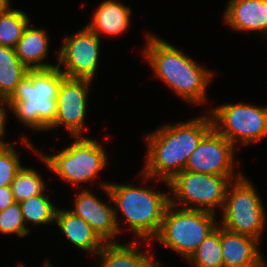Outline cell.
Masks as SVG:
<instances>
[{"label": "cell", "mask_w": 267, "mask_h": 267, "mask_svg": "<svg viewBox=\"0 0 267 267\" xmlns=\"http://www.w3.org/2000/svg\"><path fill=\"white\" fill-rule=\"evenodd\" d=\"M28 70L14 48L0 45V104H4L12 96Z\"/></svg>", "instance_id": "cell-20"}, {"label": "cell", "mask_w": 267, "mask_h": 267, "mask_svg": "<svg viewBox=\"0 0 267 267\" xmlns=\"http://www.w3.org/2000/svg\"><path fill=\"white\" fill-rule=\"evenodd\" d=\"M45 192L20 202L23 219L34 225H47L55 222L57 206L46 197Z\"/></svg>", "instance_id": "cell-23"}, {"label": "cell", "mask_w": 267, "mask_h": 267, "mask_svg": "<svg viewBox=\"0 0 267 267\" xmlns=\"http://www.w3.org/2000/svg\"><path fill=\"white\" fill-rule=\"evenodd\" d=\"M92 80L65 77L57 96L55 124L50 128L64 126L71 138L81 136L87 111L88 91Z\"/></svg>", "instance_id": "cell-12"}, {"label": "cell", "mask_w": 267, "mask_h": 267, "mask_svg": "<svg viewBox=\"0 0 267 267\" xmlns=\"http://www.w3.org/2000/svg\"><path fill=\"white\" fill-rule=\"evenodd\" d=\"M142 51L155 76L190 104H204L213 72L167 41L148 33Z\"/></svg>", "instance_id": "cell-2"}, {"label": "cell", "mask_w": 267, "mask_h": 267, "mask_svg": "<svg viewBox=\"0 0 267 267\" xmlns=\"http://www.w3.org/2000/svg\"><path fill=\"white\" fill-rule=\"evenodd\" d=\"M215 218V213L209 211L178 209L169 204L160 230L153 240L174 250L187 260L219 226Z\"/></svg>", "instance_id": "cell-6"}, {"label": "cell", "mask_w": 267, "mask_h": 267, "mask_svg": "<svg viewBox=\"0 0 267 267\" xmlns=\"http://www.w3.org/2000/svg\"><path fill=\"white\" fill-rule=\"evenodd\" d=\"M195 267H224L221 252V226H218L187 259Z\"/></svg>", "instance_id": "cell-22"}, {"label": "cell", "mask_w": 267, "mask_h": 267, "mask_svg": "<svg viewBox=\"0 0 267 267\" xmlns=\"http://www.w3.org/2000/svg\"><path fill=\"white\" fill-rule=\"evenodd\" d=\"M213 128L234 146L250 145L267 136V106L245 103L223 104L208 111Z\"/></svg>", "instance_id": "cell-9"}, {"label": "cell", "mask_w": 267, "mask_h": 267, "mask_svg": "<svg viewBox=\"0 0 267 267\" xmlns=\"http://www.w3.org/2000/svg\"><path fill=\"white\" fill-rule=\"evenodd\" d=\"M65 77L57 66L28 70L4 105L22 124L48 131L55 124L58 91Z\"/></svg>", "instance_id": "cell-3"}, {"label": "cell", "mask_w": 267, "mask_h": 267, "mask_svg": "<svg viewBox=\"0 0 267 267\" xmlns=\"http://www.w3.org/2000/svg\"><path fill=\"white\" fill-rule=\"evenodd\" d=\"M259 240L251 236L233 233L221 227V252L224 267H263L258 249Z\"/></svg>", "instance_id": "cell-15"}, {"label": "cell", "mask_w": 267, "mask_h": 267, "mask_svg": "<svg viewBox=\"0 0 267 267\" xmlns=\"http://www.w3.org/2000/svg\"><path fill=\"white\" fill-rule=\"evenodd\" d=\"M45 29L26 26L22 37L15 46V53L20 61L29 69H48L57 65L43 63L49 51V38Z\"/></svg>", "instance_id": "cell-19"}, {"label": "cell", "mask_w": 267, "mask_h": 267, "mask_svg": "<svg viewBox=\"0 0 267 267\" xmlns=\"http://www.w3.org/2000/svg\"><path fill=\"white\" fill-rule=\"evenodd\" d=\"M44 180L34 168L22 166L11 183V190L15 202H22L44 192Z\"/></svg>", "instance_id": "cell-24"}, {"label": "cell", "mask_w": 267, "mask_h": 267, "mask_svg": "<svg viewBox=\"0 0 267 267\" xmlns=\"http://www.w3.org/2000/svg\"><path fill=\"white\" fill-rule=\"evenodd\" d=\"M29 232L30 229L25 224L19 202H14L0 211V234L16 233L19 237H24Z\"/></svg>", "instance_id": "cell-25"}, {"label": "cell", "mask_w": 267, "mask_h": 267, "mask_svg": "<svg viewBox=\"0 0 267 267\" xmlns=\"http://www.w3.org/2000/svg\"><path fill=\"white\" fill-rule=\"evenodd\" d=\"M55 223L67 240L82 251L97 256L105 244L81 217L69 210L57 208Z\"/></svg>", "instance_id": "cell-16"}, {"label": "cell", "mask_w": 267, "mask_h": 267, "mask_svg": "<svg viewBox=\"0 0 267 267\" xmlns=\"http://www.w3.org/2000/svg\"><path fill=\"white\" fill-rule=\"evenodd\" d=\"M100 39L87 26L65 37L56 54L57 67L68 78L93 80L99 66Z\"/></svg>", "instance_id": "cell-10"}, {"label": "cell", "mask_w": 267, "mask_h": 267, "mask_svg": "<svg viewBox=\"0 0 267 267\" xmlns=\"http://www.w3.org/2000/svg\"><path fill=\"white\" fill-rule=\"evenodd\" d=\"M13 145L0 151V187L10 186L22 167L19 154Z\"/></svg>", "instance_id": "cell-26"}, {"label": "cell", "mask_w": 267, "mask_h": 267, "mask_svg": "<svg viewBox=\"0 0 267 267\" xmlns=\"http://www.w3.org/2000/svg\"><path fill=\"white\" fill-rule=\"evenodd\" d=\"M29 16L20 9H11V5L0 14V45L15 48L22 37Z\"/></svg>", "instance_id": "cell-21"}, {"label": "cell", "mask_w": 267, "mask_h": 267, "mask_svg": "<svg viewBox=\"0 0 267 267\" xmlns=\"http://www.w3.org/2000/svg\"><path fill=\"white\" fill-rule=\"evenodd\" d=\"M4 104H0V151L6 149L11 145V143H8L6 141H3V136L5 135V124L7 121V110L3 107ZM6 120V121H5Z\"/></svg>", "instance_id": "cell-28"}, {"label": "cell", "mask_w": 267, "mask_h": 267, "mask_svg": "<svg viewBox=\"0 0 267 267\" xmlns=\"http://www.w3.org/2000/svg\"><path fill=\"white\" fill-rule=\"evenodd\" d=\"M74 202L75 207L69 211L81 217L104 243L119 242L114 237L121 232L120 220L111 204H106L88 189H82Z\"/></svg>", "instance_id": "cell-13"}, {"label": "cell", "mask_w": 267, "mask_h": 267, "mask_svg": "<svg viewBox=\"0 0 267 267\" xmlns=\"http://www.w3.org/2000/svg\"><path fill=\"white\" fill-rule=\"evenodd\" d=\"M99 185L114 203V211L118 213L120 210L139 240L148 242L157 236L165 210L170 204L169 194L119 183L99 182Z\"/></svg>", "instance_id": "cell-4"}, {"label": "cell", "mask_w": 267, "mask_h": 267, "mask_svg": "<svg viewBox=\"0 0 267 267\" xmlns=\"http://www.w3.org/2000/svg\"><path fill=\"white\" fill-rule=\"evenodd\" d=\"M10 2V0H0V14L11 5Z\"/></svg>", "instance_id": "cell-29"}, {"label": "cell", "mask_w": 267, "mask_h": 267, "mask_svg": "<svg viewBox=\"0 0 267 267\" xmlns=\"http://www.w3.org/2000/svg\"><path fill=\"white\" fill-rule=\"evenodd\" d=\"M213 128L211 115L207 114L179 124H165L146 134V163L141 170L144 181L159 178L166 185L185 170L190 155L201 139Z\"/></svg>", "instance_id": "cell-1"}, {"label": "cell", "mask_w": 267, "mask_h": 267, "mask_svg": "<svg viewBox=\"0 0 267 267\" xmlns=\"http://www.w3.org/2000/svg\"><path fill=\"white\" fill-rule=\"evenodd\" d=\"M222 228L260 241L266 224L265 208L253 183L244 175L232 180L226 190Z\"/></svg>", "instance_id": "cell-7"}, {"label": "cell", "mask_w": 267, "mask_h": 267, "mask_svg": "<svg viewBox=\"0 0 267 267\" xmlns=\"http://www.w3.org/2000/svg\"><path fill=\"white\" fill-rule=\"evenodd\" d=\"M136 241L105 243L98 253L100 267H162L149 252H140Z\"/></svg>", "instance_id": "cell-18"}, {"label": "cell", "mask_w": 267, "mask_h": 267, "mask_svg": "<svg viewBox=\"0 0 267 267\" xmlns=\"http://www.w3.org/2000/svg\"><path fill=\"white\" fill-rule=\"evenodd\" d=\"M73 138L76 140L68 148H63L54 155H43L33 148L26 137H21L22 144L39 154L49 171L58 175L64 182L70 185L88 183L107 165V154L97 140L82 137V135L73 136Z\"/></svg>", "instance_id": "cell-5"}, {"label": "cell", "mask_w": 267, "mask_h": 267, "mask_svg": "<svg viewBox=\"0 0 267 267\" xmlns=\"http://www.w3.org/2000/svg\"><path fill=\"white\" fill-rule=\"evenodd\" d=\"M17 266L18 267H25V265L23 263L22 264L19 263V265H17ZM43 267H53V266L50 264L49 260H45Z\"/></svg>", "instance_id": "cell-30"}, {"label": "cell", "mask_w": 267, "mask_h": 267, "mask_svg": "<svg viewBox=\"0 0 267 267\" xmlns=\"http://www.w3.org/2000/svg\"><path fill=\"white\" fill-rule=\"evenodd\" d=\"M223 21L234 31L258 32L267 38V0H229Z\"/></svg>", "instance_id": "cell-14"}, {"label": "cell", "mask_w": 267, "mask_h": 267, "mask_svg": "<svg viewBox=\"0 0 267 267\" xmlns=\"http://www.w3.org/2000/svg\"><path fill=\"white\" fill-rule=\"evenodd\" d=\"M15 202L11 186L0 187V211L5 210Z\"/></svg>", "instance_id": "cell-27"}, {"label": "cell", "mask_w": 267, "mask_h": 267, "mask_svg": "<svg viewBox=\"0 0 267 267\" xmlns=\"http://www.w3.org/2000/svg\"><path fill=\"white\" fill-rule=\"evenodd\" d=\"M131 8L120 1L104 0L95 10L93 19L86 26L100 37L122 35L130 26Z\"/></svg>", "instance_id": "cell-17"}, {"label": "cell", "mask_w": 267, "mask_h": 267, "mask_svg": "<svg viewBox=\"0 0 267 267\" xmlns=\"http://www.w3.org/2000/svg\"><path fill=\"white\" fill-rule=\"evenodd\" d=\"M235 179L237 178L233 176L184 170L176 174L167 184L174 195L173 198L170 197V204L178 207L182 202L180 208L215 213L216 207L223 209L227 187Z\"/></svg>", "instance_id": "cell-8"}, {"label": "cell", "mask_w": 267, "mask_h": 267, "mask_svg": "<svg viewBox=\"0 0 267 267\" xmlns=\"http://www.w3.org/2000/svg\"><path fill=\"white\" fill-rule=\"evenodd\" d=\"M234 147L236 146L212 128L188 158L185 170L239 178L242 175L236 176L233 171L235 168Z\"/></svg>", "instance_id": "cell-11"}]
</instances>
